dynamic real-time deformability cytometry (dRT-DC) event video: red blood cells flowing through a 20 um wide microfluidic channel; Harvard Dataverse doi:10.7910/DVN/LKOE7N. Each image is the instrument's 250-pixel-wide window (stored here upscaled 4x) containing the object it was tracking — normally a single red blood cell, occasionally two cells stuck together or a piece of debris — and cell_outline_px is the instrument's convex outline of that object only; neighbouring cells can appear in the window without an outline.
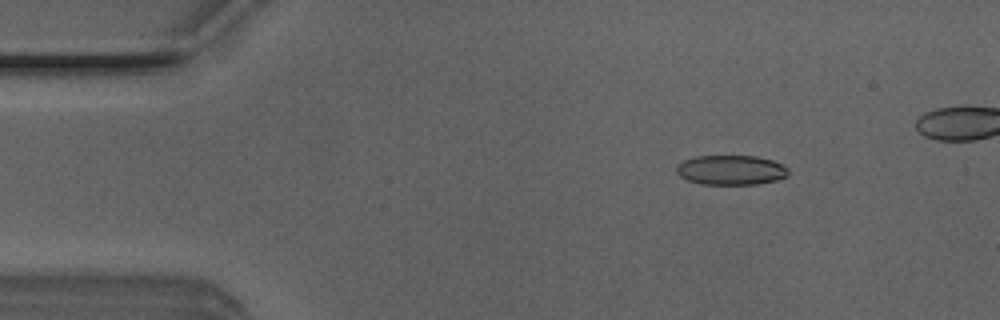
{"species": "Egyptian fruit bat (a non-hibernating species)", "species_latin": "Rousettus aegyptiacus", "temperature_condition": "room temperature", "stored_images_in_passage": 45, "camera_frame_rate_fps": 3000, "um_per_image_px": 0.085, "animal": {"sex": "male"}, "frame": {"image": 1, "passage_image": 6, "time_ms": 1.667, "image_size_px": [1000, 320], "cell_outline_px": [[788, 176], [776, 180], [756, 184], [700, 184], [688, 180], [680, 176], [676, 172], [676, 168], [684, 160], [696, 156], [756, 156], [772, 160], [788, 168]], "centroid_in_image_um": [62.13, 14.45], "position_along_channel_um": 22.9, "area_um2": 19.25}}
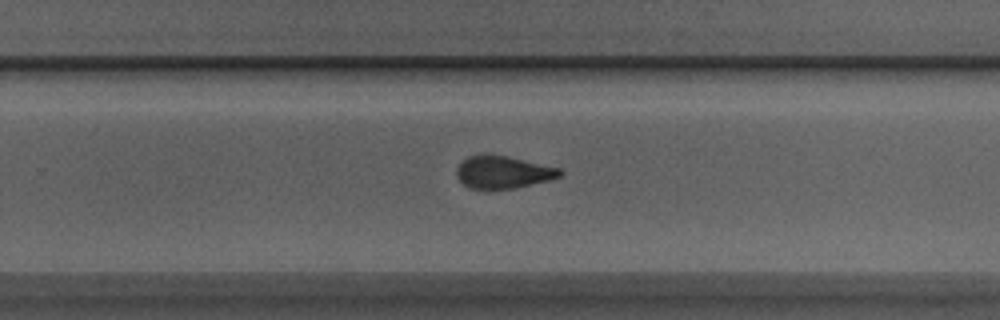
{"frame": {"image": 2, "passage_image": 31, "time_ms": 10.0, "image_size_px": [1000, 320], "cell_outline_px": [[564, 172], [560, 176], [548, 180], [512, 188], [468, 188], [456, 176], [456, 168], [468, 156], [508, 156], [560, 168]], "centroid_in_image_um": [42.77, 14.64], "position_along_channel_um": 287.0, "area_um2": 18.96}}
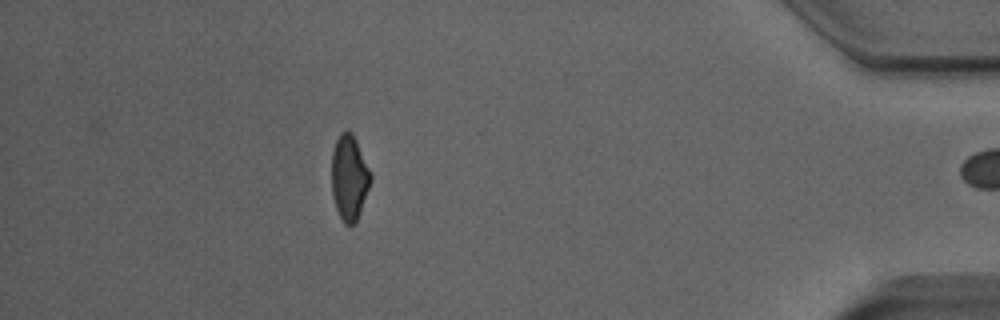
{"frame": {"image": 3, "passage_image": 44, "time_ms": 14.333, "image_size_px": [1000, 320], "cell_outline_px": [[372, 180], [360, 212], [356, 220], [352, 224], [344, 224], [336, 208], [332, 196], [332, 152], [336, 140], [340, 132], [348, 128], [352, 132], [372, 172]], "centroid_in_image_um": [29.7, 15.04], "position_along_channel_um": 405.5, "area_um2": 19.54}, "authors_computed_cell_mechanics": {"area_um2": 20.1144, "velocity_mm_per_s": 3.9995, "shape_relaxation_time_tau1_ms": null, "shape_relaxation_time_tau2_ms": 1.864, "deformation_change_tau1": null, "deformation_change_tau2": 0.0921}}